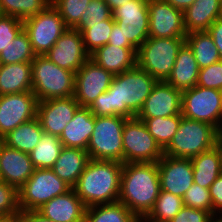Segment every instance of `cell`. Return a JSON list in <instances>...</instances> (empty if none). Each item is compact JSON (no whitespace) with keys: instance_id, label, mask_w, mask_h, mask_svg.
Wrapping results in <instances>:
<instances>
[{"instance_id":"cell-1","label":"cell","mask_w":222,"mask_h":222,"mask_svg":"<svg viewBox=\"0 0 222 222\" xmlns=\"http://www.w3.org/2000/svg\"><path fill=\"white\" fill-rule=\"evenodd\" d=\"M157 80L135 66L114 75L110 87L88 108L94 116H122L135 118Z\"/></svg>"},{"instance_id":"cell-2","label":"cell","mask_w":222,"mask_h":222,"mask_svg":"<svg viewBox=\"0 0 222 222\" xmlns=\"http://www.w3.org/2000/svg\"><path fill=\"white\" fill-rule=\"evenodd\" d=\"M159 192L157 162L123 163L118 201L140 221L154 207Z\"/></svg>"},{"instance_id":"cell-3","label":"cell","mask_w":222,"mask_h":222,"mask_svg":"<svg viewBox=\"0 0 222 222\" xmlns=\"http://www.w3.org/2000/svg\"><path fill=\"white\" fill-rule=\"evenodd\" d=\"M122 167L118 161H89L73 187L86 208L118 201Z\"/></svg>"},{"instance_id":"cell-4","label":"cell","mask_w":222,"mask_h":222,"mask_svg":"<svg viewBox=\"0 0 222 222\" xmlns=\"http://www.w3.org/2000/svg\"><path fill=\"white\" fill-rule=\"evenodd\" d=\"M220 131L214 126L181 118L177 132L163 150L164 155L176 158H192L219 144Z\"/></svg>"},{"instance_id":"cell-5","label":"cell","mask_w":222,"mask_h":222,"mask_svg":"<svg viewBox=\"0 0 222 222\" xmlns=\"http://www.w3.org/2000/svg\"><path fill=\"white\" fill-rule=\"evenodd\" d=\"M31 66L32 92L38 102L74 96V72L57 66L45 55H36Z\"/></svg>"},{"instance_id":"cell-6","label":"cell","mask_w":222,"mask_h":222,"mask_svg":"<svg viewBox=\"0 0 222 222\" xmlns=\"http://www.w3.org/2000/svg\"><path fill=\"white\" fill-rule=\"evenodd\" d=\"M185 38L149 37L136 52V66L157 81H166L171 75L179 50Z\"/></svg>"},{"instance_id":"cell-7","label":"cell","mask_w":222,"mask_h":222,"mask_svg":"<svg viewBox=\"0 0 222 222\" xmlns=\"http://www.w3.org/2000/svg\"><path fill=\"white\" fill-rule=\"evenodd\" d=\"M126 120L122 116H95L93 133L87 146L90 159L123 163L122 134Z\"/></svg>"},{"instance_id":"cell-8","label":"cell","mask_w":222,"mask_h":222,"mask_svg":"<svg viewBox=\"0 0 222 222\" xmlns=\"http://www.w3.org/2000/svg\"><path fill=\"white\" fill-rule=\"evenodd\" d=\"M70 189L71 187L51 168H35L33 174L18 190L20 211H37L46 202Z\"/></svg>"},{"instance_id":"cell-9","label":"cell","mask_w":222,"mask_h":222,"mask_svg":"<svg viewBox=\"0 0 222 222\" xmlns=\"http://www.w3.org/2000/svg\"><path fill=\"white\" fill-rule=\"evenodd\" d=\"M181 115L208 123L222 132V91L198 85L182 91Z\"/></svg>"},{"instance_id":"cell-10","label":"cell","mask_w":222,"mask_h":222,"mask_svg":"<svg viewBox=\"0 0 222 222\" xmlns=\"http://www.w3.org/2000/svg\"><path fill=\"white\" fill-rule=\"evenodd\" d=\"M122 143L123 163L158 162L164 155L144 122L137 117L125 121Z\"/></svg>"},{"instance_id":"cell-11","label":"cell","mask_w":222,"mask_h":222,"mask_svg":"<svg viewBox=\"0 0 222 222\" xmlns=\"http://www.w3.org/2000/svg\"><path fill=\"white\" fill-rule=\"evenodd\" d=\"M36 55H46L60 36L68 29L59 12L50 4L43 12L23 21Z\"/></svg>"},{"instance_id":"cell-12","label":"cell","mask_w":222,"mask_h":222,"mask_svg":"<svg viewBox=\"0 0 222 222\" xmlns=\"http://www.w3.org/2000/svg\"><path fill=\"white\" fill-rule=\"evenodd\" d=\"M149 0H130L112 11V18L126 38L138 49L149 38Z\"/></svg>"},{"instance_id":"cell-13","label":"cell","mask_w":222,"mask_h":222,"mask_svg":"<svg viewBox=\"0 0 222 222\" xmlns=\"http://www.w3.org/2000/svg\"><path fill=\"white\" fill-rule=\"evenodd\" d=\"M114 75L90 58L75 73L74 98L80 107H89L110 87Z\"/></svg>"},{"instance_id":"cell-14","label":"cell","mask_w":222,"mask_h":222,"mask_svg":"<svg viewBox=\"0 0 222 222\" xmlns=\"http://www.w3.org/2000/svg\"><path fill=\"white\" fill-rule=\"evenodd\" d=\"M38 100L32 91L0 95V139L37 115Z\"/></svg>"},{"instance_id":"cell-15","label":"cell","mask_w":222,"mask_h":222,"mask_svg":"<svg viewBox=\"0 0 222 222\" xmlns=\"http://www.w3.org/2000/svg\"><path fill=\"white\" fill-rule=\"evenodd\" d=\"M149 37L185 38L183 12L165 0H149Z\"/></svg>"},{"instance_id":"cell-16","label":"cell","mask_w":222,"mask_h":222,"mask_svg":"<svg viewBox=\"0 0 222 222\" xmlns=\"http://www.w3.org/2000/svg\"><path fill=\"white\" fill-rule=\"evenodd\" d=\"M45 56L57 66L74 73L90 58L82 34L74 28H68Z\"/></svg>"},{"instance_id":"cell-17","label":"cell","mask_w":222,"mask_h":222,"mask_svg":"<svg viewBox=\"0 0 222 222\" xmlns=\"http://www.w3.org/2000/svg\"><path fill=\"white\" fill-rule=\"evenodd\" d=\"M160 190L183 197L194 183L193 164L190 158H176L163 155L157 162Z\"/></svg>"},{"instance_id":"cell-18","label":"cell","mask_w":222,"mask_h":222,"mask_svg":"<svg viewBox=\"0 0 222 222\" xmlns=\"http://www.w3.org/2000/svg\"><path fill=\"white\" fill-rule=\"evenodd\" d=\"M181 103L182 91L166 81H157L136 117L151 119L175 116L181 114Z\"/></svg>"},{"instance_id":"cell-19","label":"cell","mask_w":222,"mask_h":222,"mask_svg":"<svg viewBox=\"0 0 222 222\" xmlns=\"http://www.w3.org/2000/svg\"><path fill=\"white\" fill-rule=\"evenodd\" d=\"M79 107L74 96L40 101L36 117L45 133L60 137Z\"/></svg>"},{"instance_id":"cell-20","label":"cell","mask_w":222,"mask_h":222,"mask_svg":"<svg viewBox=\"0 0 222 222\" xmlns=\"http://www.w3.org/2000/svg\"><path fill=\"white\" fill-rule=\"evenodd\" d=\"M35 167L29 153L0 143V173L2 181L19 190L33 174Z\"/></svg>"},{"instance_id":"cell-21","label":"cell","mask_w":222,"mask_h":222,"mask_svg":"<svg viewBox=\"0 0 222 222\" xmlns=\"http://www.w3.org/2000/svg\"><path fill=\"white\" fill-rule=\"evenodd\" d=\"M85 210L86 206L71 188L46 202L37 211L54 222H84Z\"/></svg>"},{"instance_id":"cell-22","label":"cell","mask_w":222,"mask_h":222,"mask_svg":"<svg viewBox=\"0 0 222 222\" xmlns=\"http://www.w3.org/2000/svg\"><path fill=\"white\" fill-rule=\"evenodd\" d=\"M95 125V116L88 107H79L59 139L65 147L87 150Z\"/></svg>"},{"instance_id":"cell-23","label":"cell","mask_w":222,"mask_h":222,"mask_svg":"<svg viewBox=\"0 0 222 222\" xmlns=\"http://www.w3.org/2000/svg\"><path fill=\"white\" fill-rule=\"evenodd\" d=\"M136 52V48L115 47L106 44L93 52L90 59L106 71L117 75L136 66Z\"/></svg>"},{"instance_id":"cell-24","label":"cell","mask_w":222,"mask_h":222,"mask_svg":"<svg viewBox=\"0 0 222 222\" xmlns=\"http://www.w3.org/2000/svg\"><path fill=\"white\" fill-rule=\"evenodd\" d=\"M222 17V0H195L183 12L186 33L207 31L210 25Z\"/></svg>"},{"instance_id":"cell-25","label":"cell","mask_w":222,"mask_h":222,"mask_svg":"<svg viewBox=\"0 0 222 222\" xmlns=\"http://www.w3.org/2000/svg\"><path fill=\"white\" fill-rule=\"evenodd\" d=\"M90 160L87 150L63 146L51 169L61 180L73 188Z\"/></svg>"},{"instance_id":"cell-26","label":"cell","mask_w":222,"mask_h":222,"mask_svg":"<svg viewBox=\"0 0 222 222\" xmlns=\"http://www.w3.org/2000/svg\"><path fill=\"white\" fill-rule=\"evenodd\" d=\"M200 68L193 51L185 43L179 50L176 61L166 82L174 88L184 91L196 86Z\"/></svg>"},{"instance_id":"cell-27","label":"cell","mask_w":222,"mask_h":222,"mask_svg":"<svg viewBox=\"0 0 222 222\" xmlns=\"http://www.w3.org/2000/svg\"><path fill=\"white\" fill-rule=\"evenodd\" d=\"M194 183L209 189L211 184L222 173V146L202 152L191 158Z\"/></svg>"},{"instance_id":"cell-28","label":"cell","mask_w":222,"mask_h":222,"mask_svg":"<svg viewBox=\"0 0 222 222\" xmlns=\"http://www.w3.org/2000/svg\"><path fill=\"white\" fill-rule=\"evenodd\" d=\"M32 91L31 63L0 64V95Z\"/></svg>"},{"instance_id":"cell-29","label":"cell","mask_w":222,"mask_h":222,"mask_svg":"<svg viewBox=\"0 0 222 222\" xmlns=\"http://www.w3.org/2000/svg\"><path fill=\"white\" fill-rule=\"evenodd\" d=\"M43 132L38 118L35 117L7 133L1 141L6 146L30 153L37 146Z\"/></svg>"},{"instance_id":"cell-30","label":"cell","mask_w":222,"mask_h":222,"mask_svg":"<svg viewBox=\"0 0 222 222\" xmlns=\"http://www.w3.org/2000/svg\"><path fill=\"white\" fill-rule=\"evenodd\" d=\"M185 43L193 51L200 69L221 60L219 51L211 35L207 31L188 33L185 37Z\"/></svg>"},{"instance_id":"cell-31","label":"cell","mask_w":222,"mask_h":222,"mask_svg":"<svg viewBox=\"0 0 222 222\" xmlns=\"http://www.w3.org/2000/svg\"><path fill=\"white\" fill-rule=\"evenodd\" d=\"M84 222H141L123 203L95 205L86 208Z\"/></svg>"},{"instance_id":"cell-32","label":"cell","mask_w":222,"mask_h":222,"mask_svg":"<svg viewBox=\"0 0 222 222\" xmlns=\"http://www.w3.org/2000/svg\"><path fill=\"white\" fill-rule=\"evenodd\" d=\"M62 149L63 145L58 136L43 132L40 141L29 156L35 168H52Z\"/></svg>"},{"instance_id":"cell-33","label":"cell","mask_w":222,"mask_h":222,"mask_svg":"<svg viewBox=\"0 0 222 222\" xmlns=\"http://www.w3.org/2000/svg\"><path fill=\"white\" fill-rule=\"evenodd\" d=\"M114 23L111 17L100 23L79 24L75 28L82 34L84 47L89 55L108 43Z\"/></svg>"},{"instance_id":"cell-34","label":"cell","mask_w":222,"mask_h":222,"mask_svg":"<svg viewBox=\"0 0 222 222\" xmlns=\"http://www.w3.org/2000/svg\"><path fill=\"white\" fill-rule=\"evenodd\" d=\"M183 206L181 197L160 190L154 207L141 222H169Z\"/></svg>"},{"instance_id":"cell-35","label":"cell","mask_w":222,"mask_h":222,"mask_svg":"<svg viewBox=\"0 0 222 222\" xmlns=\"http://www.w3.org/2000/svg\"><path fill=\"white\" fill-rule=\"evenodd\" d=\"M182 117L181 114H178L170 117L139 120L144 122L149 133L154 137L161 149L164 150L177 132Z\"/></svg>"},{"instance_id":"cell-36","label":"cell","mask_w":222,"mask_h":222,"mask_svg":"<svg viewBox=\"0 0 222 222\" xmlns=\"http://www.w3.org/2000/svg\"><path fill=\"white\" fill-rule=\"evenodd\" d=\"M36 57L24 29L6 49L0 53V64L31 63Z\"/></svg>"},{"instance_id":"cell-37","label":"cell","mask_w":222,"mask_h":222,"mask_svg":"<svg viewBox=\"0 0 222 222\" xmlns=\"http://www.w3.org/2000/svg\"><path fill=\"white\" fill-rule=\"evenodd\" d=\"M51 0H0L3 15L13 16L24 21L43 12Z\"/></svg>"},{"instance_id":"cell-38","label":"cell","mask_w":222,"mask_h":222,"mask_svg":"<svg viewBox=\"0 0 222 222\" xmlns=\"http://www.w3.org/2000/svg\"><path fill=\"white\" fill-rule=\"evenodd\" d=\"M91 0H51L52 6L59 12L65 25L73 28Z\"/></svg>"},{"instance_id":"cell-39","label":"cell","mask_w":222,"mask_h":222,"mask_svg":"<svg viewBox=\"0 0 222 222\" xmlns=\"http://www.w3.org/2000/svg\"><path fill=\"white\" fill-rule=\"evenodd\" d=\"M185 206L212 212V200L209 189L193 183L182 197Z\"/></svg>"},{"instance_id":"cell-40","label":"cell","mask_w":222,"mask_h":222,"mask_svg":"<svg viewBox=\"0 0 222 222\" xmlns=\"http://www.w3.org/2000/svg\"><path fill=\"white\" fill-rule=\"evenodd\" d=\"M18 190L0 181V218L20 214Z\"/></svg>"},{"instance_id":"cell-41","label":"cell","mask_w":222,"mask_h":222,"mask_svg":"<svg viewBox=\"0 0 222 222\" xmlns=\"http://www.w3.org/2000/svg\"><path fill=\"white\" fill-rule=\"evenodd\" d=\"M111 17L112 11L104 0H91L80 21L73 28L75 29L79 24L100 23Z\"/></svg>"},{"instance_id":"cell-42","label":"cell","mask_w":222,"mask_h":222,"mask_svg":"<svg viewBox=\"0 0 222 222\" xmlns=\"http://www.w3.org/2000/svg\"><path fill=\"white\" fill-rule=\"evenodd\" d=\"M23 30V21L13 16L0 17V53L6 49Z\"/></svg>"},{"instance_id":"cell-43","label":"cell","mask_w":222,"mask_h":222,"mask_svg":"<svg viewBox=\"0 0 222 222\" xmlns=\"http://www.w3.org/2000/svg\"><path fill=\"white\" fill-rule=\"evenodd\" d=\"M196 85L222 91V60L201 68Z\"/></svg>"},{"instance_id":"cell-44","label":"cell","mask_w":222,"mask_h":222,"mask_svg":"<svg viewBox=\"0 0 222 222\" xmlns=\"http://www.w3.org/2000/svg\"><path fill=\"white\" fill-rule=\"evenodd\" d=\"M211 213L203 209L183 206L169 222H208Z\"/></svg>"},{"instance_id":"cell-45","label":"cell","mask_w":222,"mask_h":222,"mask_svg":"<svg viewBox=\"0 0 222 222\" xmlns=\"http://www.w3.org/2000/svg\"><path fill=\"white\" fill-rule=\"evenodd\" d=\"M209 192L212 200V212L222 213V173L211 184Z\"/></svg>"},{"instance_id":"cell-46","label":"cell","mask_w":222,"mask_h":222,"mask_svg":"<svg viewBox=\"0 0 222 222\" xmlns=\"http://www.w3.org/2000/svg\"><path fill=\"white\" fill-rule=\"evenodd\" d=\"M107 44L115 47L135 48L126 38H124V35L116 22L113 24L112 32Z\"/></svg>"},{"instance_id":"cell-47","label":"cell","mask_w":222,"mask_h":222,"mask_svg":"<svg viewBox=\"0 0 222 222\" xmlns=\"http://www.w3.org/2000/svg\"><path fill=\"white\" fill-rule=\"evenodd\" d=\"M207 32L211 35L222 60V17L215 20Z\"/></svg>"},{"instance_id":"cell-48","label":"cell","mask_w":222,"mask_h":222,"mask_svg":"<svg viewBox=\"0 0 222 222\" xmlns=\"http://www.w3.org/2000/svg\"><path fill=\"white\" fill-rule=\"evenodd\" d=\"M20 222H54L53 220L45 218L38 211H21Z\"/></svg>"},{"instance_id":"cell-49","label":"cell","mask_w":222,"mask_h":222,"mask_svg":"<svg viewBox=\"0 0 222 222\" xmlns=\"http://www.w3.org/2000/svg\"><path fill=\"white\" fill-rule=\"evenodd\" d=\"M174 8L184 12L195 0H165Z\"/></svg>"},{"instance_id":"cell-50","label":"cell","mask_w":222,"mask_h":222,"mask_svg":"<svg viewBox=\"0 0 222 222\" xmlns=\"http://www.w3.org/2000/svg\"><path fill=\"white\" fill-rule=\"evenodd\" d=\"M104 1L108 4L111 11H113L114 9L122 6V4H125L129 2L130 0H104Z\"/></svg>"},{"instance_id":"cell-51","label":"cell","mask_w":222,"mask_h":222,"mask_svg":"<svg viewBox=\"0 0 222 222\" xmlns=\"http://www.w3.org/2000/svg\"><path fill=\"white\" fill-rule=\"evenodd\" d=\"M0 222H20L19 214L0 218Z\"/></svg>"},{"instance_id":"cell-52","label":"cell","mask_w":222,"mask_h":222,"mask_svg":"<svg viewBox=\"0 0 222 222\" xmlns=\"http://www.w3.org/2000/svg\"><path fill=\"white\" fill-rule=\"evenodd\" d=\"M208 222H222V213H212Z\"/></svg>"},{"instance_id":"cell-53","label":"cell","mask_w":222,"mask_h":222,"mask_svg":"<svg viewBox=\"0 0 222 222\" xmlns=\"http://www.w3.org/2000/svg\"><path fill=\"white\" fill-rule=\"evenodd\" d=\"M219 144L222 146V132L219 134Z\"/></svg>"},{"instance_id":"cell-54","label":"cell","mask_w":222,"mask_h":222,"mask_svg":"<svg viewBox=\"0 0 222 222\" xmlns=\"http://www.w3.org/2000/svg\"><path fill=\"white\" fill-rule=\"evenodd\" d=\"M2 16H3V12H2L1 6H0V17H2Z\"/></svg>"}]
</instances>
